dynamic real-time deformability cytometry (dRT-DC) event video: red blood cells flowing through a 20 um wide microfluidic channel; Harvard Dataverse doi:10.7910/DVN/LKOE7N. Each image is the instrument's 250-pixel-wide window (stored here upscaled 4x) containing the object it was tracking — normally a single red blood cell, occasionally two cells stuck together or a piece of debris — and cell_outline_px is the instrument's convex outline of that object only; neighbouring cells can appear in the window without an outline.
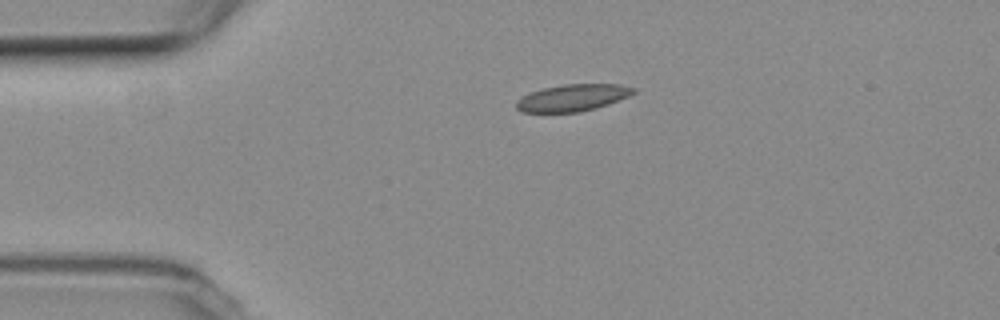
{"species": "common noctule bat (a hibernating species)", "species_latin": "Nyctalus noctula", "temperature_condition": "room temperature", "stored_images_in_passage": 38, "camera_frame_rate_fps": 3000, "um_per_image_px": 0.085, "animal": {"sex": "female", "body_mass_g": 19.3, "forearm_length_mm": 54.1}, "frame": {"image": 1, "passage_image": 1, "time_ms": 0.0, "image_size_px": [1000, 320], "cell_outline_px": [[636, 92], [628, 96], [608, 104], [596, 108], [580, 112], [520, 112], [516, 108], [516, 100], [528, 92], [544, 88], [564, 84], [620, 84], [636, 88]], "centroid_in_image_um": [48.65, 8.3], "position_along_channel_um": 36.3, "area_um2": 18.44}}
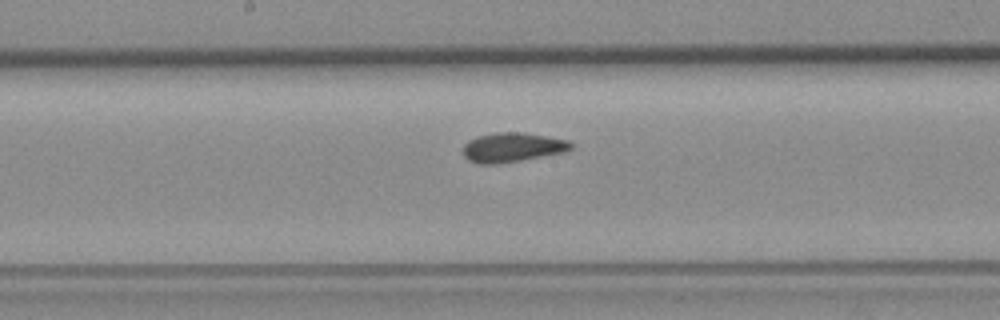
{"frame": {"image": 2, "passage_image": 17, "time_ms": 5.333, "image_size_px": [1000, 320], "cell_outline_px": [[572, 148], [564, 152], [520, 160], [496, 164], [476, 164], [468, 160], [464, 156], [464, 144], [468, 140], [476, 136], [496, 132], [524, 132], [568, 140], [572, 144]], "centroid_in_image_um": [43.51, 12.52], "position_along_channel_um": 204.7, "area_um2": 18.5}}
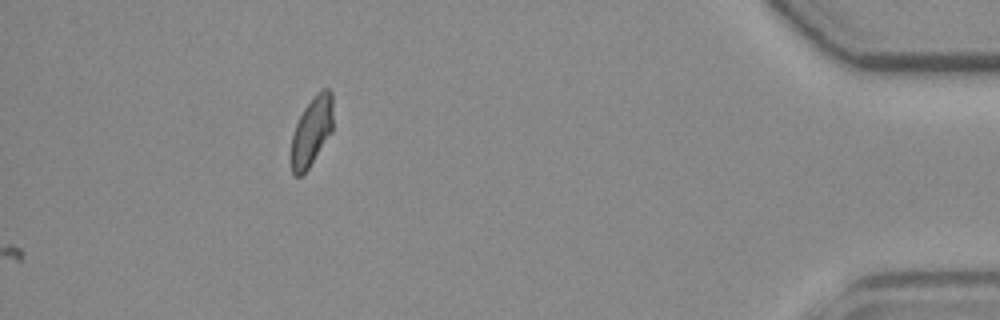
{"frame": {"image": 3, "passage_image": 38, "time_ms": 12.333, "image_size_px": [1000, 320], "cell_outline_px": [[332, 132], [308, 168], [300, 176], [292, 176], [292, 136], [296, 124], [304, 108], [316, 92], [320, 88], [328, 88], [332, 92]], "centroid_in_image_um": [26.51, 11.11], "position_along_channel_um": 408.7, "area_um2": 16.7}, "authors_computed_cell_mechanics": {"area_um2": 18.0914, "velocity_mm_per_s": 3.7848, "shape_relaxation_time_tau1_ms": 4.6647, "shape_relaxation_time_tau2_ms": 1.1455, "deformation_change_tau1": 0.1176, "deformation_change_tau2": 0.0594}}